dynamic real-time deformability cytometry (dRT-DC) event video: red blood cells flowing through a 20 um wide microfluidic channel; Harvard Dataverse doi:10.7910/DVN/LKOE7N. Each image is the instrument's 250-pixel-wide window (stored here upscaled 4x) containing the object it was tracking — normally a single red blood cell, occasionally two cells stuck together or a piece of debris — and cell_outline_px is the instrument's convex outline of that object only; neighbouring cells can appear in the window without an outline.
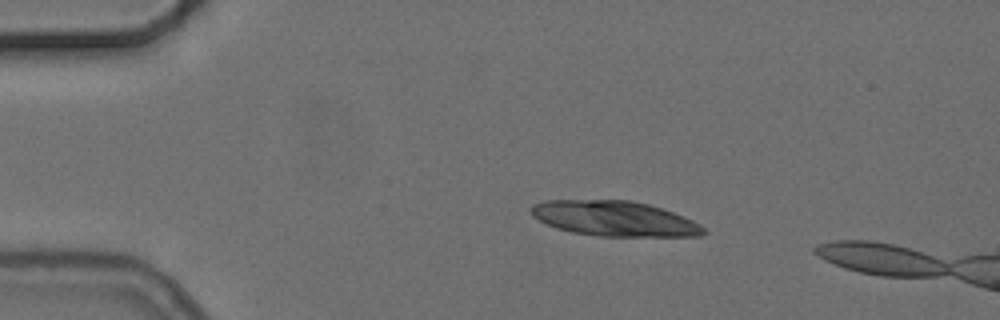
{"species": "common noctule bat (a hibernating species)", "species_latin": "Nyctalus noctula", "temperature_condition": "cold", "stored_images_in_passage": 2, "camera_frame_rate_fps": 3000, "um_per_image_px": 0.085, "animal": {"sex": "female", "body_mass_g": 24.6, "forearm_length_mm": 56.2}, "frame": {"image": 1, "passage_image": 1, "time_ms": 0.0, "image_size_px": [1000, 320], "cell_outline_px": [[708, 232], [700, 236], [600, 236], [572, 232], [556, 228], [532, 216], [532, 204], [544, 200], [632, 200], [648, 204], [684, 216], [700, 224]], "centroid_in_image_um": [52.24, 18.58], "position_along_channel_um": 32.8, "area_um2": 35.2}}